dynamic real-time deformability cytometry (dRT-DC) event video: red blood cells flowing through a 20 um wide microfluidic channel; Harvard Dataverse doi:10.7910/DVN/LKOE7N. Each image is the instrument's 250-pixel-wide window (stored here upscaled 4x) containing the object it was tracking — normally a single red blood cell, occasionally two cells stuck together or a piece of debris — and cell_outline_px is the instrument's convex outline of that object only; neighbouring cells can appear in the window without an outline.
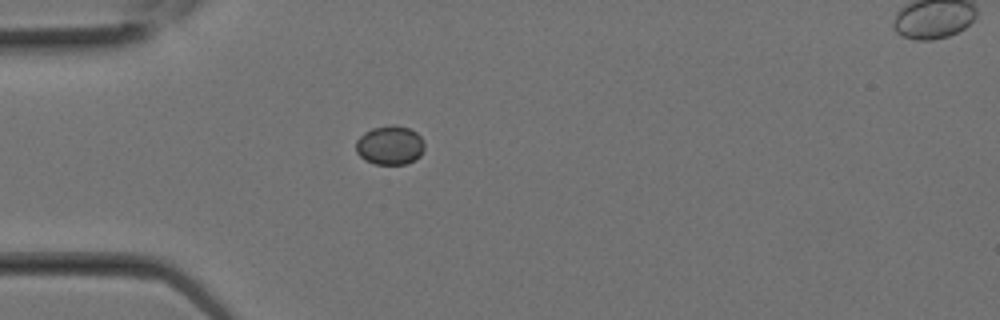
{"species": "Egyptian fruit bat (a non-hibernating species)", "species_latin": "Rousettus aegyptiacus", "temperature_condition": "room temperature", "stored_images_in_passage": 21, "camera_frame_rate_fps": 3000, "um_per_image_px": 0.085, "animal": {"sex": "female"}, "frame": {"image": 1, "passage_image": 3, "time_ms": 0.667, "image_size_px": [1000, 320], "cell_outline_px": [[424, 148], [420, 156], [416, 160], [404, 164], [376, 164], [364, 160], [356, 152], [356, 140], [364, 132], [372, 128], [392, 124], [396, 124], [408, 128], [416, 132], [424, 140]], "centroid_in_image_um": [33.14, 12.34], "position_along_channel_um": 51.9, "area_um2": 15.78}}
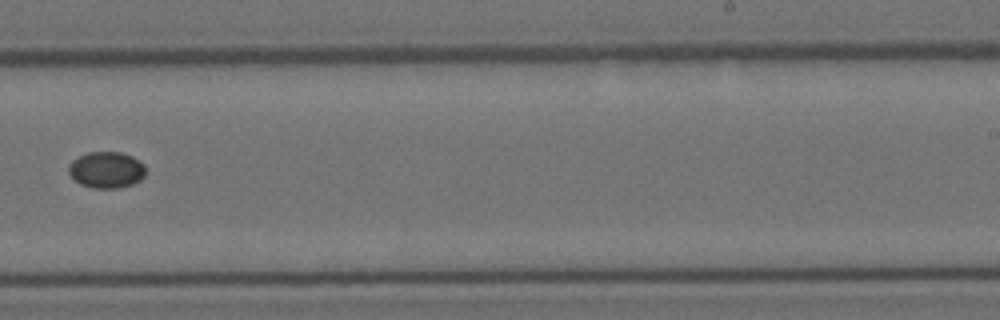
{"frame": {"image": 2, "passage_image": 12, "time_ms": 3.667, "image_size_px": [1000, 320], "cell_outline_px": [[144, 176], [140, 180], [132, 184], [120, 188], [92, 188], [80, 184], [68, 172], [68, 164], [72, 160], [88, 152], [120, 152], [132, 156], [144, 164]], "centroid_in_image_um": [9.03, 14.44], "position_along_channel_um": 280.0, "area_um2": 16.3}}
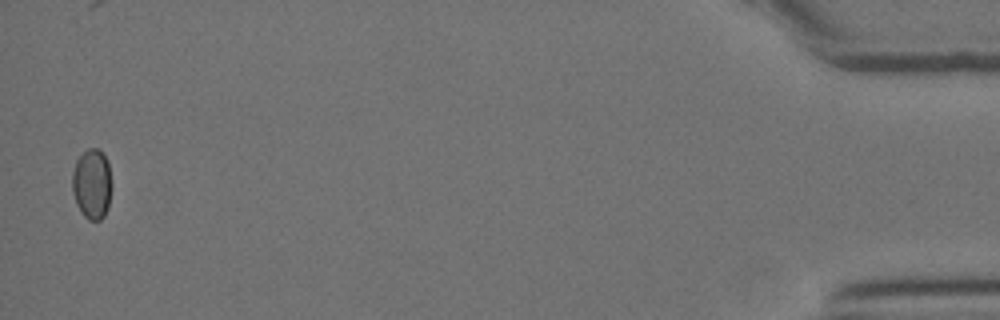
{"frame": {"image": 3, "passage_image": 21, "time_ms": 6.667, "image_size_px": [1000, 320], "cell_outline_px": [[112, 188], [108, 208], [104, 216], [100, 220], [88, 220], [80, 212], [76, 204], [72, 192], [72, 172], [76, 160], [88, 148], [100, 148], [108, 164], [112, 184]], "centroid_in_image_um": [7.81, 15.66], "position_along_channel_um": 427.4, "area_um2": 16.42}}